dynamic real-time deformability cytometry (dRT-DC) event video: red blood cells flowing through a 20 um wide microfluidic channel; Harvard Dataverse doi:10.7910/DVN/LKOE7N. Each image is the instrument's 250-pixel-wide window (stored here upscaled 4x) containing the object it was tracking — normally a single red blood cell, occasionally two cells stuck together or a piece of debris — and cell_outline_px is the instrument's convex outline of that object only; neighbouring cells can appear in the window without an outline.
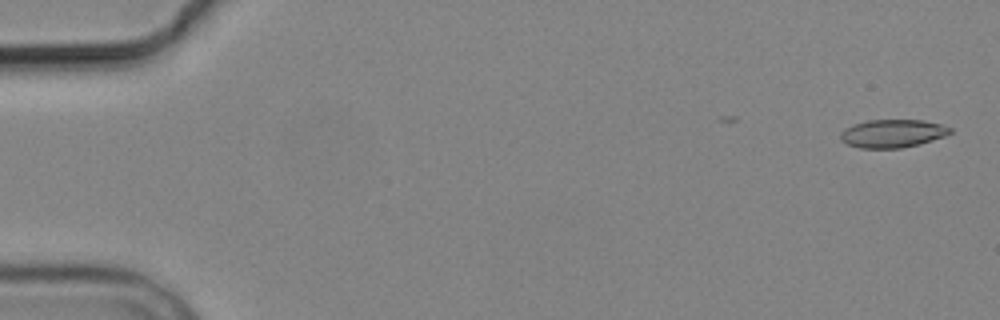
{"species": "common noctule bat (a hibernating species)", "species_latin": "Nyctalus noctula", "temperature_condition": "cold", "stored_images_in_passage": 6, "camera_frame_rate_fps": 3000, "um_per_image_px": 0.085, "animal": {"sex": "male", "body_mass_g": 19.2, "forearm_length_mm": 51.8}, "frame": {"image": 1, "passage_image": 1, "time_ms": 0.0, "image_size_px": [1000, 320], "cell_outline_px": [[952, 132], [944, 136], [920, 144], [900, 148], [860, 148], [848, 144], [840, 140], [840, 132], [852, 124], [868, 120], [924, 120], [940, 124], [952, 128]], "centroid_in_image_um": [75.85, 11.34], "position_along_channel_um": 9.1, "area_um2": 17.98}}
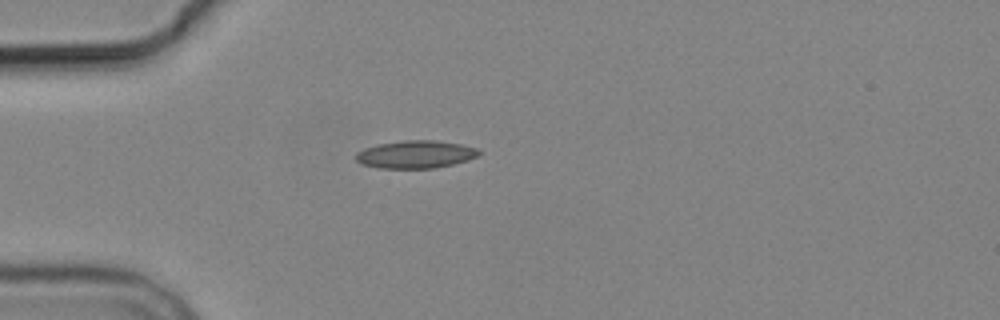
{"frame": {"image": 2, "passage_image": 5, "time_ms": 4.667, "image_size_px": [1000, 320], "cell_outline_px": [[480, 152], [476, 156], [468, 160], [436, 168], [380, 168], [360, 164], [356, 160], [356, 152], [364, 148], [376, 144], [404, 140], [436, 140], [460, 144], [476, 148]], "centroid_in_image_um": [35.28, 13.12], "position_along_channel_um": 49.7, "area_um2": 19.88}}